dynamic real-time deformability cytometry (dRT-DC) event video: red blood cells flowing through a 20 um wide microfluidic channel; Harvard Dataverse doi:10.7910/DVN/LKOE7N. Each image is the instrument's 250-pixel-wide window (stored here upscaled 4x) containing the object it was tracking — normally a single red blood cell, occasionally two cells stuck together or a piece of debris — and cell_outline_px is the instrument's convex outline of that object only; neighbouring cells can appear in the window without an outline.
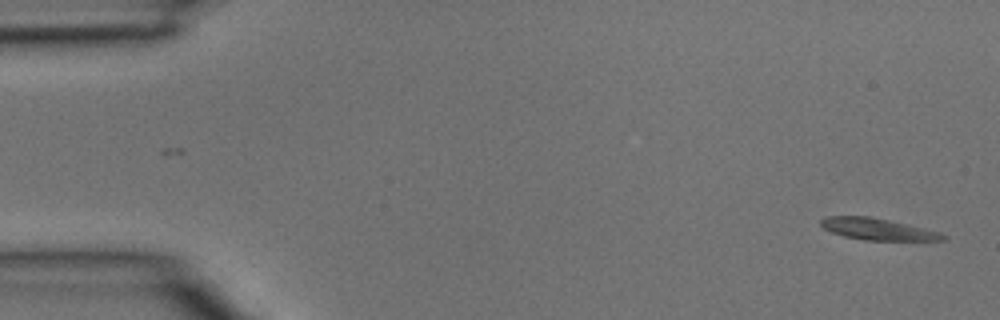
{"species": "common noctule bat (a hibernating species)", "species_latin": "Nyctalus noctula", "temperature_condition": "room temperature", "stored_images_in_passage": 2, "camera_frame_rate_fps": 3000, "um_per_image_px": 0.085, "animal": {"sex": "male", "body_mass_g": 15.6}, "frame": {"image": 1, "passage_image": 2, "time_ms": 0.333, "image_size_px": [1000, 320], "cell_outline_px": [[948, 240], [864, 240], [844, 236], [832, 232], [824, 228], [820, 224], [820, 220], [828, 216], [868, 216], [888, 220], [924, 228], [940, 232], [948, 236]], "centroid_in_image_um": [74.62, 19.48], "position_along_channel_um": 10.4, "area_um2": 15.26}}